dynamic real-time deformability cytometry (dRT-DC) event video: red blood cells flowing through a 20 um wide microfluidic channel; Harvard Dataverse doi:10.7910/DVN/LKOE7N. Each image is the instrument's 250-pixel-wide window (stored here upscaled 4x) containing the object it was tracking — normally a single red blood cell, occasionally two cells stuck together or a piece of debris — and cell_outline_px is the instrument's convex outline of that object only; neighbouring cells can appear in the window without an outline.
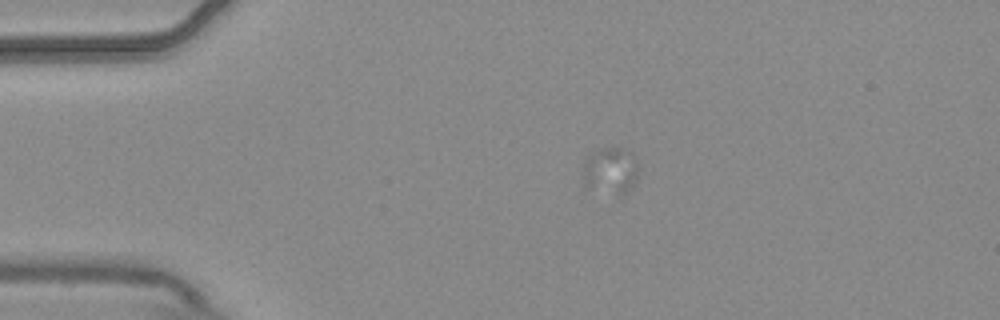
{"species": "common noctule bat (a hibernating species)", "species_latin": "Nyctalus noctula", "temperature_condition": "warm", "stored_images_in_passage": 12, "camera_frame_rate_fps": 3000, "um_per_image_px": 0.085, "animal": {"sex": "male", "body_mass_g": 20.4}, "frame": {"image": 1, "passage_image": 2, "time_ms": 0.333, "image_size_px": [1000, 320], "cell_outline_px": [[640, 168], [636, 180], [620, 196], [584, 188], [584, 160], [592, 152], [600, 148], [624, 148], [632, 152], [636, 156]], "centroid_in_image_um": [51.91, 14.49], "position_along_channel_um": 33.1, "area_um2": 15.55}}
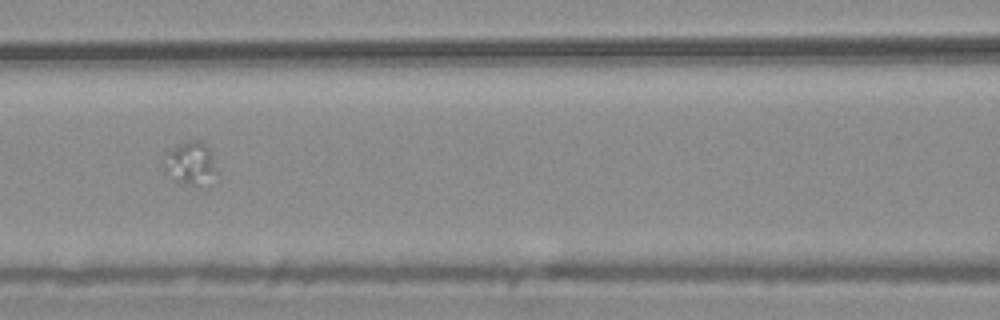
{"frame": {"image": 2, "passage_image": 6, "time_ms": 1.667, "image_size_px": [1000, 320], "cell_outline_px": [[212, 168], [196, 188], [176, 180], [164, 168], [164, 152], [176, 144], [192, 140], [200, 140], [208, 148], [212, 160]], "centroid_in_image_um": [16.02, 13.79], "position_along_channel_um": 150.6, "area_um2": 12.14}}
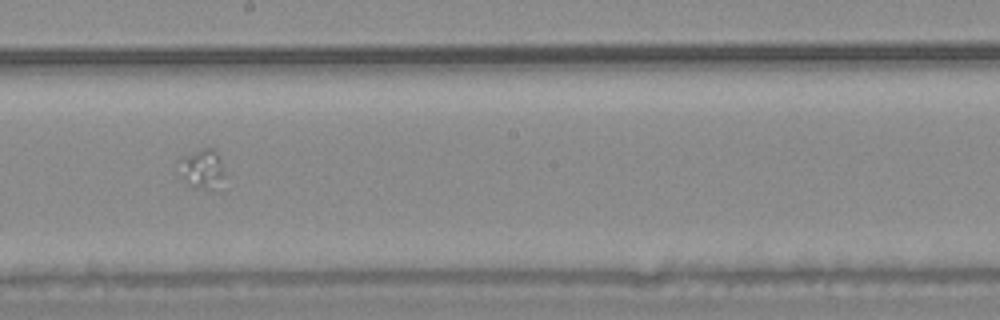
{"frame": {"image": 3, "passage_image": 8, "time_ms": 2.333, "image_size_px": [1000, 320], "cell_outline_px": [[224, 176], [216, 192], [192, 188], [180, 176], [184, 156], [204, 148], [212, 148], [216, 152], [224, 172]], "centroid_in_image_um": [17.23, 14.46], "position_along_channel_um": 231.0, "area_um2": 10.35}}